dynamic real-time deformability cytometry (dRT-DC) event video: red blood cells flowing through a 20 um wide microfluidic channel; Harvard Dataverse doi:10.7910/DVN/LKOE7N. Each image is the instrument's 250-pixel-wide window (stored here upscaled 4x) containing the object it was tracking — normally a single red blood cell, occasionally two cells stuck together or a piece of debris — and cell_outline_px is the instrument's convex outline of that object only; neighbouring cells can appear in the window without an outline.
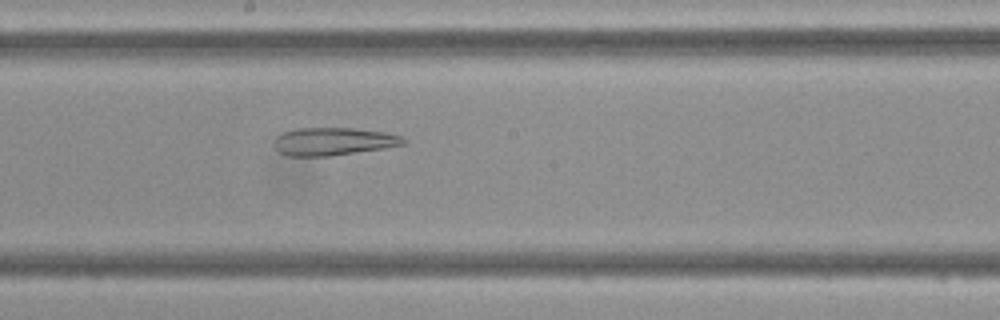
{"species": "Egyptian fruit bat (a non-hibernating species)", "species_latin": "Rousettus aegyptiacus", "temperature_condition": "cold", "stored_images_in_passage": 42, "camera_frame_rate_fps": 3000, "um_per_image_px": 0.085, "frame": {"image": 1, "passage_image": 20, "time_ms": 6.333, "image_size_px": [1000, 320], "cell_outline_px": [[408, 140], [404, 144], [384, 148], [328, 156], [288, 156], [280, 152], [276, 148], [276, 136], [284, 132], [296, 128], [356, 128], [384, 132], [400, 136]], "centroid_in_image_um": [28.35, 12.01], "position_along_channel_um": 219.8, "area_um2": 20.75}}
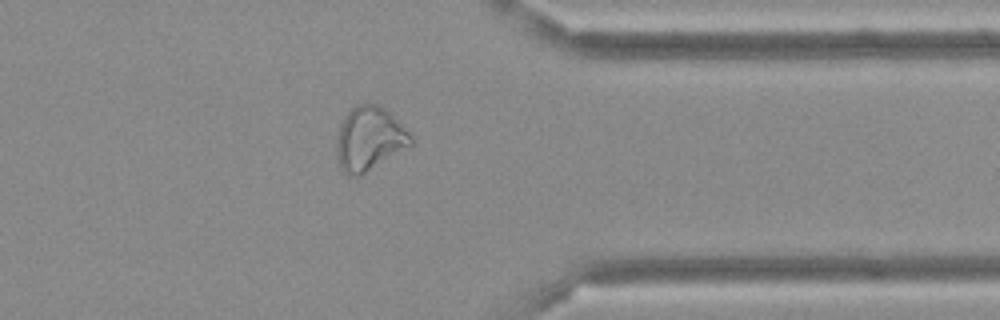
{"frame": {"image": 2, "passage_image": 32, "time_ms": 10.333, "image_size_px": [1000, 320], "cell_outline_px": [[412, 144], [360, 176], [348, 176], [340, 168], [336, 160], [336, 140], [340, 124], [344, 116], [356, 104], [376, 104], [384, 108], [412, 136]], "centroid_in_image_um": [31.33, 11.81], "position_along_channel_um": 380.1, "area_um2": 27.4}}
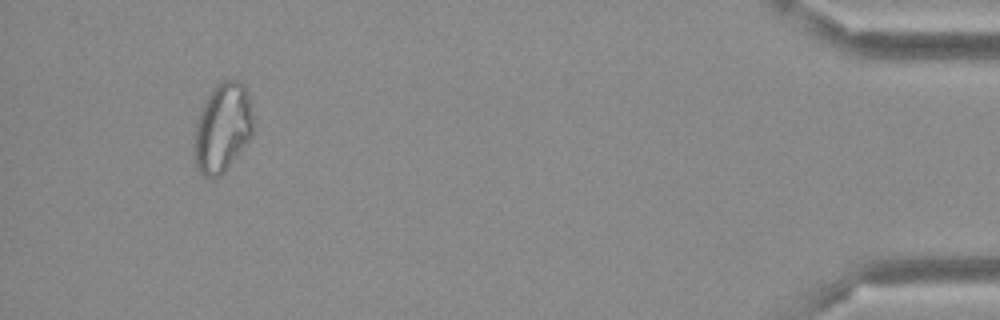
{"frame": {"image": 3, "passage_image": 39, "time_ms": 12.667, "image_size_px": [1000, 320], "cell_outline_px": [[252, 136], [224, 172], [220, 176], [212, 180], [208, 180], [200, 176], [196, 168], [192, 156], [196, 124], [204, 100], [212, 88], [220, 80], [240, 80], [244, 84], [248, 92], [252, 112]], "centroid_in_image_um": [18.87, 10.9], "position_along_channel_um": 416.3, "area_um2": 31.39}}